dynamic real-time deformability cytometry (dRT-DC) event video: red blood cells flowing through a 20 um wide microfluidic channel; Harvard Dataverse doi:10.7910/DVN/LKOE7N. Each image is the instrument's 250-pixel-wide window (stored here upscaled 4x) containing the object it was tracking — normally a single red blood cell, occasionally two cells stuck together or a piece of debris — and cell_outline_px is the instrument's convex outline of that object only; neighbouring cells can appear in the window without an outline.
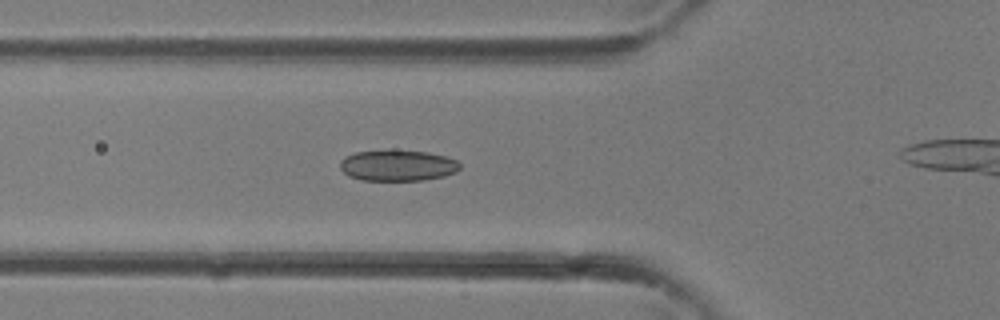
{"species": "common noctule bat (a hibernating species)", "species_latin": "Nyctalus noctula", "temperature_condition": "room temperature", "stored_images_in_passage": 23, "camera_frame_rate_fps": 3000, "um_per_image_px": 0.085, "animal": {"sex": "female"}, "frame": {"image": 1, "passage_image": 6, "time_ms": 1.667, "image_size_px": [1000, 320], "cell_outline_px": [[460, 168], [456, 172], [444, 176], [424, 180], [360, 180], [348, 176], [340, 168], [340, 160], [344, 156], [356, 152], [428, 152], [444, 156], [456, 160], [460, 164]], "centroid_in_image_um": [33.79, 14.1], "position_along_channel_um": 92.0, "area_um2": 21.15}}
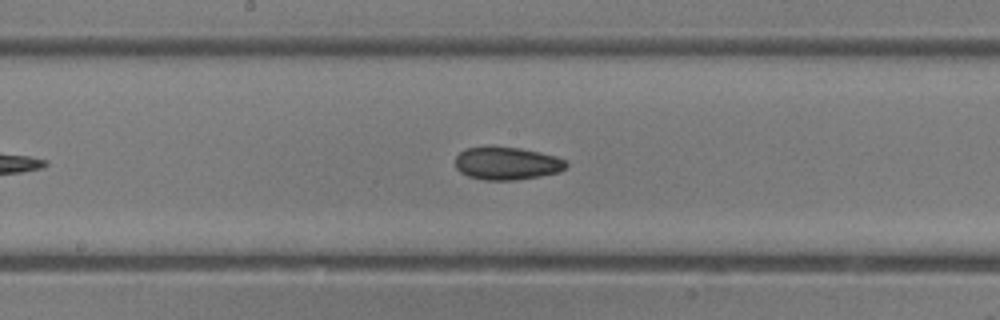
{"frame": {"image": 2, "passage_image": 12, "time_ms": 3.667, "image_size_px": [1000, 320], "cell_outline_px": [[568, 164], [560, 172], [540, 176], [516, 180], [484, 180], [468, 176], [460, 172], [456, 168], [456, 156], [464, 148], [520, 148], [540, 152], [556, 156], [564, 160]], "centroid_in_image_um": [43.09, 13.91], "position_along_channel_um": 205.1, "area_um2": 20.92}}
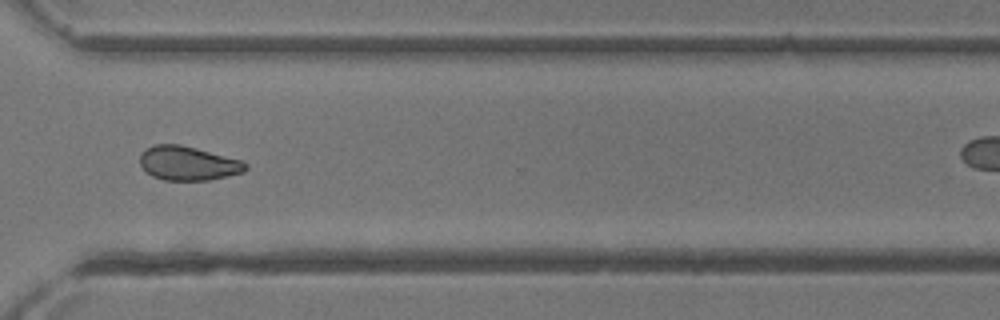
{"frame": {"image": 3, "passage_image": 20, "time_ms": 6.333, "image_size_px": [1000, 320], "cell_outline_px": [[248, 168], [244, 172], [228, 176], [208, 180], [164, 180], [152, 176], [140, 164], [140, 152], [156, 144], [180, 144], [196, 148], [240, 160], [248, 164]], "centroid_in_image_um": [15.99, 13.88], "position_along_channel_um": 354.6, "area_um2": 20.87}}